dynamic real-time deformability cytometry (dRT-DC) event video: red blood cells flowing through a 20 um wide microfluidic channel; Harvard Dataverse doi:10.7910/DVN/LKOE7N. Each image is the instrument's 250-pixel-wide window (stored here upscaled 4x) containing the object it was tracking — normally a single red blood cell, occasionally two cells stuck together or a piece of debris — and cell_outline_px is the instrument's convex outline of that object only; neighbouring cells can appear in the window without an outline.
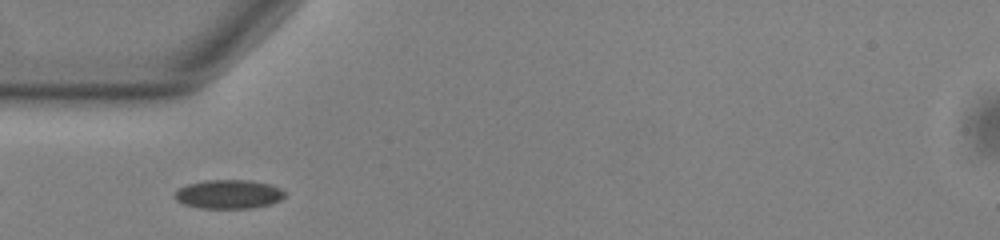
{"species": "common noctule bat (a hibernating species)", "species_latin": "Nyctalus noctula", "temperature_condition": "warm", "stored_images_in_passage": 31, "camera_frame_rate_fps": 3000, "um_per_image_px": 0.085, "animal": {"sex": "male", "body_mass_g": 13.0, "forearm_length_mm": 53.1}, "frame": {"image": 1, "passage_image": 1, "time_ms": 0.0, "image_size_px": [1000, 240], "cell_outline_px": [[284, 196], [280, 200], [272, 204], [252, 208], [200, 208], [184, 204], [176, 200], [172, 196], [180, 188], [188, 184], [204, 180], [252, 180], [268, 184], [280, 188], [284, 192]], "centroid_in_image_um": [19.43, 16.51], "position_along_channel_um": 65.6, "area_um2": 18.55}}
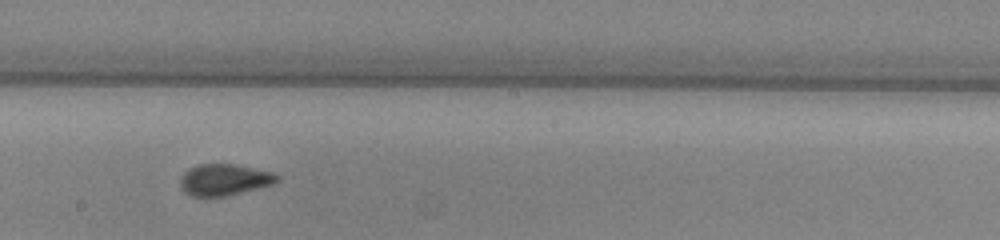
{"frame": {"image": 2, "passage_image": 14, "time_ms": 4.333, "image_size_px": [1000, 240], "cell_outline_px": [[280, 180], [272, 184], [224, 196], [192, 196], [184, 192], [180, 184], [180, 176], [188, 168], [196, 164], [232, 164], [272, 172], [280, 176]], "centroid_in_image_um": [19.02, 15.26], "position_along_channel_um": 229.2, "area_um2": 17.57}}
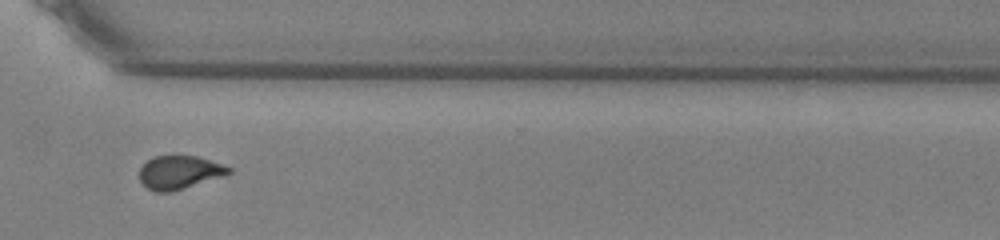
{"frame": {"image": 3, "passage_image": 24, "time_ms": 7.667, "image_size_px": [1000, 240], "cell_outline_px": [[232, 172], [220, 176], [168, 192], [156, 192], [148, 188], [140, 180], [140, 168], [148, 160], [156, 156], [196, 156], [232, 168]], "centroid_in_image_um": [15.21, 14.64], "position_along_channel_um": 355.4, "area_um2": 16.65}}